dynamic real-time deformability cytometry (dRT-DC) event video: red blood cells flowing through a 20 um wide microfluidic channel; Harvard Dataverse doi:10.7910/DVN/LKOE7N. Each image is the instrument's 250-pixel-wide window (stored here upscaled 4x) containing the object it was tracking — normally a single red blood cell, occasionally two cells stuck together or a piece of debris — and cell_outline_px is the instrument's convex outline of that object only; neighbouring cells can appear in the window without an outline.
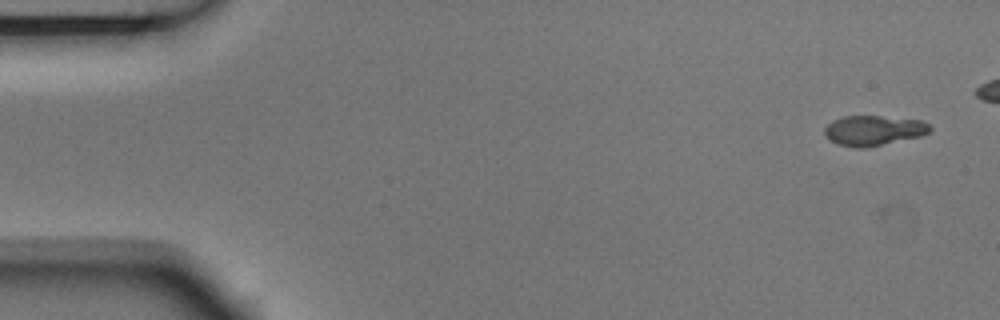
{"species": "Egyptian fruit bat (a non-hibernating species)", "species_latin": "Rousettus aegyptiacus", "temperature_condition": "room temperature", "stored_images_in_passage": 5, "camera_frame_rate_fps": 3000, "um_per_image_px": 0.085, "animal": {"sex": "male"}, "frame": {"image": 1, "passage_image": 1, "time_ms": 0.0, "image_size_px": [1000, 320], "cell_outline_px": [[932, 128], [928, 132], [920, 136], [868, 148], [856, 148], [836, 144], [828, 140], [824, 136], [824, 128], [832, 120], [844, 116], [880, 116], [920, 120], [928, 124]], "centroid_in_image_um": [74.19, 11.1], "position_along_channel_um": 10.8, "area_um2": 18.61}}
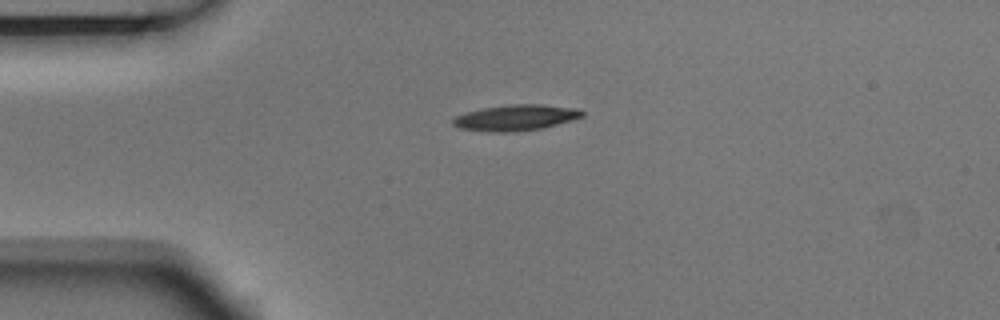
{"frame": {"image": 2, "passage_image": 5, "time_ms": 1.333, "image_size_px": [1000, 320], "cell_outline_px": [[584, 116], [572, 120], [540, 128], [516, 132], [488, 132], [460, 128], [452, 124], [452, 120], [456, 116], [480, 108], [512, 104], [540, 104], [580, 108], [584, 112]], "centroid_in_image_um": [43.85, 9.99], "position_along_channel_um": 41.1, "area_um2": 19.54}}